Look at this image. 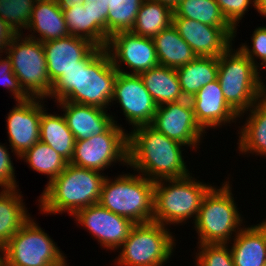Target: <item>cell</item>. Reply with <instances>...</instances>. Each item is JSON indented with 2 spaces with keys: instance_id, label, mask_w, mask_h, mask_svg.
Returning <instances> with one entry per match:
<instances>
[{
  "instance_id": "obj_1",
  "label": "cell",
  "mask_w": 266,
  "mask_h": 266,
  "mask_svg": "<svg viewBox=\"0 0 266 266\" xmlns=\"http://www.w3.org/2000/svg\"><path fill=\"white\" fill-rule=\"evenodd\" d=\"M117 74L106 49L95 46L53 83L49 98L106 109L112 103Z\"/></svg>"
},
{
  "instance_id": "obj_2",
  "label": "cell",
  "mask_w": 266,
  "mask_h": 266,
  "mask_svg": "<svg viewBox=\"0 0 266 266\" xmlns=\"http://www.w3.org/2000/svg\"><path fill=\"white\" fill-rule=\"evenodd\" d=\"M131 131L128 133V165L134 171L154 182L190 174L181 150L185 145L169 139L151 125Z\"/></svg>"
},
{
  "instance_id": "obj_3",
  "label": "cell",
  "mask_w": 266,
  "mask_h": 266,
  "mask_svg": "<svg viewBox=\"0 0 266 266\" xmlns=\"http://www.w3.org/2000/svg\"><path fill=\"white\" fill-rule=\"evenodd\" d=\"M101 173L68 163L62 173L45 186L38 200L39 209L47 214L67 211L73 216L78 210L98 203L106 177Z\"/></svg>"
},
{
  "instance_id": "obj_4",
  "label": "cell",
  "mask_w": 266,
  "mask_h": 266,
  "mask_svg": "<svg viewBox=\"0 0 266 266\" xmlns=\"http://www.w3.org/2000/svg\"><path fill=\"white\" fill-rule=\"evenodd\" d=\"M232 46L218 57L217 79L225 100L240 118L263 97L266 86L258 68L239 48L233 50Z\"/></svg>"
},
{
  "instance_id": "obj_5",
  "label": "cell",
  "mask_w": 266,
  "mask_h": 266,
  "mask_svg": "<svg viewBox=\"0 0 266 266\" xmlns=\"http://www.w3.org/2000/svg\"><path fill=\"white\" fill-rule=\"evenodd\" d=\"M105 177L98 203L133 223L153 221L155 182L141 175ZM112 180V181H111Z\"/></svg>"
},
{
  "instance_id": "obj_6",
  "label": "cell",
  "mask_w": 266,
  "mask_h": 266,
  "mask_svg": "<svg viewBox=\"0 0 266 266\" xmlns=\"http://www.w3.org/2000/svg\"><path fill=\"white\" fill-rule=\"evenodd\" d=\"M212 187L211 184L196 181L191 174L155 181L153 221L164 226L186 224L191 217L195 221L202 200Z\"/></svg>"
},
{
  "instance_id": "obj_7",
  "label": "cell",
  "mask_w": 266,
  "mask_h": 266,
  "mask_svg": "<svg viewBox=\"0 0 266 266\" xmlns=\"http://www.w3.org/2000/svg\"><path fill=\"white\" fill-rule=\"evenodd\" d=\"M218 188L212 187L204 196L194 221L198 244H229L233 232L237 234L242 229L244 219L232 197L229 181Z\"/></svg>"
},
{
  "instance_id": "obj_8",
  "label": "cell",
  "mask_w": 266,
  "mask_h": 266,
  "mask_svg": "<svg viewBox=\"0 0 266 266\" xmlns=\"http://www.w3.org/2000/svg\"><path fill=\"white\" fill-rule=\"evenodd\" d=\"M167 226L154 221L134 224L119 247L117 266H164L173 255L175 237ZM122 248V249H121Z\"/></svg>"
},
{
  "instance_id": "obj_9",
  "label": "cell",
  "mask_w": 266,
  "mask_h": 266,
  "mask_svg": "<svg viewBox=\"0 0 266 266\" xmlns=\"http://www.w3.org/2000/svg\"><path fill=\"white\" fill-rule=\"evenodd\" d=\"M23 35L13 38L5 55L11 60L13 73L23 91L30 98H48L53 84L47 72L43 43L27 35L22 38Z\"/></svg>"
},
{
  "instance_id": "obj_10",
  "label": "cell",
  "mask_w": 266,
  "mask_h": 266,
  "mask_svg": "<svg viewBox=\"0 0 266 266\" xmlns=\"http://www.w3.org/2000/svg\"><path fill=\"white\" fill-rule=\"evenodd\" d=\"M57 244L31 217L0 249L10 266H68Z\"/></svg>"
},
{
  "instance_id": "obj_11",
  "label": "cell",
  "mask_w": 266,
  "mask_h": 266,
  "mask_svg": "<svg viewBox=\"0 0 266 266\" xmlns=\"http://www.w3.org/2000/svg\"><path fill=\"white\" fill-rule=\"evenodd\" d=\"M113 123L104 133L86 140L75 141L70 164L103 171L116 161L128 167V133Z\"/></svg>"
},
{
  "instance_id": "obj_12",
  "label": "cell",
  "mask_w": 266,
  "mask_h": 266,
  "mask_svg": "<svg viewBox=\"0 0 266 266\" xmlns=\"http://www.w3.org/2000/svg\"><path fill=\"white\" fill-rule=\"evenodd\" d=\"M105 49L113 66L120 73L139 75L159 65L153 39L136 35L131 31H120L111 35ZM121 63L131 68V73L120 69Z\"/></svg>"
},
{
  "instance_id": "obj_13",
  "label": "cell",
  "mask_w": 266,
  "mask_h": 266,
  "mask_svg": "<svg viewBox=\"0 0 266 266\" xmlns=\"http://www.w3.org/2000/svg\"><path fill=\"white\" fill-rule=\"evenodd\" d=\"M151 126L185 146H200L205 130L196 120L190 99L157 106Z\"/></svg>"
},
{
  "instance_id": "obj_14",
  "label": "cell",
  "mask_w": 266,
  "mask_h": 266,
  "mask_svg": "<svg viewBox=\"0 0 266 266\" xmlns=\"http://www.w3.org/2000/svg\"><path fill=\"white\" fill-rule=\"evenodd\" d=\"M114 100L120 104L123 114L133 129L151 125L157 105L145 88L140 75L118 72L112 102Z\"/></svg>"
},
{
  "instance_id": "obj_15",
  "label": "cell",
  "mask_w": 266,
  "mask_h": 266,
  "mask_svg": "<svg viewBox=\"0 0 266 266\" xmlns=\"http://www.w3.org/2000/svg\"><path fill=\"white\" fill-rule=\"evenodd\" d=\"M73 217L108 250H119L133 225L130 219L117 215L99 203L78 210Z\"/></svg>"
},
{
  "instance_id": "obj_16",
  "label": "cell",
  "mask_w": 266,
  "mask_h": 266,
  "mask_svg": "<svg viewBox=\"0 0 266 266\" xmlns=\"http://www.w3.org/2000/svg\"><path fill=\"white\" fill-rule=\"evenodd\" d=\"M41 100L43 101L40 98H29L17 101L6 117L9 146L18 159L40 140V119L46 109Z\"/></svg>"
},
{
  "instance_id": "obj_17",
  "label": "cell",
  "mask_w": 266,
  "mask_h": 266,
  "mask_svg": "<svg viewBox=\"0 0 266 266\" xmlns=\"http://www.w3.org/2000/svg\"><path fill=\"white\" fill-rule=\"evenodd\" d=\"M173 26L199 57H219L236 36L235 28L213 27L187 18H173Z\"/></svg>"
},
{
  "instance_id": "obj_18",
  "label": "cell",
  "mask_w": 266,
  "mask_h": 266,
  "mask_svg": "<svg viewBox=\"0 0 266 266\" xmlns=\"http://www.w3.org/2000/svg\"><path fill=\"white\" fill-rule=\"evenodd\" d=\"M190 101L196 120L204 130L236 122L239 117L225 100L218 79L203 86Z\"/></svg>"
},
{
  "instance_id": "obj_19",
  "label": "cell",
  "mask_w": 266,
  "mask_h": 266,
  "mask_svg": "<svg viewBox=\"0 0 266 266\" xmlns=\"http://www.w3.org/2000/svg\"><path fill=\"white\" fill-rule=\"evenodd\" d=\"M95 47L89 40L67 36L43 42L47 72L53 84L67 70L78 66V63Z\"/></svg>"
},
{
  "instance_id": "obj_20",
  "label": "cell",
  "mask_w": 266,
  "mask_h": 266,
  "mask_svg": "<svg viewBox=\"0 0 266 266\" xmlns=\"http://www.w3.org/2000/svg\"><path fill=\"white\" fill-rule=\"evenodd\" d=\"M63 109L68 128L74 135L75 141L86 140L92 136L104 133L113 123V115L106 109L95 106L81 105L69 101H57Z\"/></svg>"
},
{
  "instance_id": "obj_21",
  "label": "cell",
  "mask_w": 266,
  "mask_h": 266,
  "mask_svg": "<svg viewBox=\"0 0 266 266\" xmlns=\"http://www.w3.org/2000/svg\"><path fill=\"white\" fill-rule=\"evenodd\" d=\"M231 255L235 266H263L266 262V219L257 225L242 227L234 235Z\"/></svg>"
},
{
  "instance_id": "obj_22",
  "label": "cell",
  "mask_w": 266,
  "mask_h": 266,
  "mask_svg": "<svg viewBox=\"0 0 266 266\" xmlns=\"http://www.w3.org/2000/svg\"><path fill=\"white\" fill-rule=\"evenodd\" d=\"M26 29L33 30L29 38L42 43L69 36L64 13L56 0H37ZM34 32L39 33V37L36 38Z\"/></svg>"
},
{
  "instance_id": "obj_23",
  "label": "cell",
  "mask_w": 266,
  "mask_h": 266,
  "mask_svg": "<svg viewBox=\"0 0 266 266\" xmlns=\"http://www.w3.org/2000/svg\"><path fill=\"white\" fill-rule=\"evenodd\" d=\"M139 75L157 106L185 99L175 68L158 65Z\"/></svg>"
},
{
  "instance_id": "obj_24",
  "label": "cell",
  "mask_w": 266,
  "mask_h": 266,
  "mask_svg": "<svg viewBox=\"0 0 266 266\" xmlns=\"http://www.w3.org/2000/svg\"><path fill=\"white\" fill-rule=\"evenodd\" d=\"M247 111L250 116L246 118L240 133L238 131L239 152L266 156V100L262 97Z\"/></svg>"
},
{
  "instance_id": "obj_25",
  "label": "cell",
  "mask_w": 266,
  "mask_h": 266,
  "mask_svg": "<svg viewBox=\"0 0 266 266\" xmlns=\"http://www.w3.org/2000/svg\"><path fill=\"white\" fill-rule=\"evenodd\" d=\"M153 41L160 66L176 69L197 57L173 24L156 35Z\"/></svg>"
},
{
  "instance_id": "obj_26",
  "label": "cell",
  "mask_w": 266,
  "mask_h": 266,
  "mask_svg": "<svg viewBox=\"0 0 266 266\" xmlns=\"http://www.w3.org/2000/svg\"><path fill=\"white\" fill-rule=\"evenodd\" d=\"M22 198L17 188L0 192V249L31 218Z\"/></svg>"
},
{
  "instance_id": "obj_27",
  "label": "cell",
  "mask_w": 266,
  "mask_h": 266,
  "mask_svg": "<svg viewBox=\"0 0 266 266\" xmlns=\"http://www.w3.org/2000/svg\"><path fill=\"white\" fill-rule=\"evenodd\" d=\"M185 99H191L203 86L217 79L218 57H199L176 68Z\"/></svg>"
},
{
  "instance_id": "obj_28",
  "label": "cell",
  "mask_w": 266,
  "mask_h": 266,
  "mask_svg": "<svg viewBox=\"0 0 266 266\" xmlns=\"http://www.w3.org/2000/svg\"><path fill=\"white\" fill-rule=\"evenodd\" d=\"M45 111L40 119V141L49 145L70 163L74 154V135L68 128L64 115L48 114Z\"/></svg>"
},
{
  "instance_id": "obj_29",
  "label": "cell",
  "mask_w": 266,
  "mask_h": 266,
  "mask_svg": "<svg viewBox=\"0 0 266 266\" xmlns=\"http://www.w3.org/2000/svg\"><path fill=\"white\" fill-rule=\"evenodd\" d=\"M173 10L154 0H144L131 30L136 35L154 38L173 24Z\"/></svg>"
},
{
  "instance_id": "obj_30",
  "label": "cell",
  "mask_w": 266,
  "mask_h": 266,
  "mask_svg": "<svg viewBox=\"0 0 266 266\" xmlns=\"http://www.w3.org/2000/svg\"><path fill=\"white\" fill-rule=\"evenodd\" d=\"M173 13V18H187L213 27L234 28L222 14L216 0H182Z\"/></svg>"
},
{
  "instance_id": "obj_31",
  "label": "cell",
  "mask_w": 266,
  "mask_h": 266,
  "mask_svg": "<svg viewBox=\"0 0 266 266\" xmlns=\"http://www.w3.org/2000/svg\"><path fill=\"white\" fill-rule=\"evenodd\" d=\"M19 158L27 162L32 170L49 176L47 185L59 176L68 164L55 150L40 140Z\"/></svg>"
},
{
  "instance_id": "obj_32",
  "label": "cell",
  "mask_w": 266,
  "mask_h": 266,
  "mask_svg": "<svg viewBox=\"0 0 266 266\" xmlns=\"http://www.w3.org/2000/svg\"><path fill=\"white\" fill-rule=\"evenodd\" d=\"M144 0H107V36L120 31H131Z\"/></svg>"
},
{
  "instance_id": "obj_33",
  "label": "cell",
  "mask_w": 266,
  "mask_h": 266,
  "mask_svg": "<svg viewBox=\"0 0 266 266\" xmlns=\"http://www.w3.org/2000/svg\"><path fill=\"white\" fill-rule=\"evenodd\" d=\"M37 0H0V18L17 34L26 30Z\"/></svg>"
},
{
  "instance_id": "obj_34",
  "label": "cell",
  "mask_w": 266,
  "mask_h": 266,
  "mask_svg": "<svg viewBox=\"0 0 266 266\" xmlns=\"http://www.w3.org/2000/svg\"><path fill=\"white\" fill-rule=\"evenodd\" d=\"M84 8L90 14V42L97 47L105 48L107 36V0H84Z\"/></svg>"
},
{
  "instance_id": "obj_35",
  "label": "cell",
  "mask_w": 266,
  "mask_h": 266,
  "mask_svg": "<svg viewBox=\"0 0 266 266\" xmlns=\"http://www.w3.org/2000/svg\"><path fill=\"white\" fill-rule=\"evenodd\" d=\"M228 244H199L195 266H235Z\"/></svg>"
},
{
  "instance_id": "obj_36",
  "label": "cell",
  "mask_w": 266,
  "mask_h": 266,
  "mask_svg": "<svg viewBox=\"0 0 266 266\" xmlns=\"http://www.w3.org/2000/svg\"><path fill=\"white\" fill-rule=\"evenodd\" d=\"M69 35L90 41V14L84 4L62 9Z\"/></svg>"
},
{
  "instance_id": "obj_37",
  "label": "cell",
  "mask_w": 266,
  "mask_h": 266,
  "mask_svg": "<svg viewBox=\"0 0 266 266\" xmlns=\"http://www.w3.org/2000/svg\"><path fill=\"white\" fill-rule=\"evenodd\" d=\"M1 58L2 57H0V85L3 84L2 86H6V89H10L16 101L28 100L30 97L23 91L18 78L13 73L11 60L8 57L5 59Z\"/></svg>"
},
{
  "instance_id": "obj_38",
  "label": "cell",
  "mask_w": 266,
  "mask_h": 266,
  "mask_svg": "<svg viewBox=\"0 0 266 266\" xmlns=\"http://www.w3.org/2000/svg\"><path fill=\"white\" fill-rule=\"evenodd\" d=\"M220 6L222 14L227 21L236 29L239 21L244 17L248 11L250 4L255 8V0H216ZM238 23V24H237Z\"/></svg>"
},
{
  "instance_id": "obj_39",
  "label": "cell",
  "mask_w": 266,
  "mask_h": 266,
  "mask_svg": "<svg viewBox=\"0 0 266 266\" xmlns=\"http://www.w3.org/2000/svg\"><path fill=\"white\" fill-rule=\"evenodd\" d=\"M251 37L253 42L252 49L246 44H242L239 49L252 61L257 68L263 69L262 66H258L259 63L257 61L255 62V60L259 58L261 59V63L266 60V26H260L256 28Z\"/></svg>"
},
{
  "instance_id": "obj_40",
  "label": "cell",
  "mask_w": 266,
  "mask_h": 266,
  "mask_svg": "<svg viewBox=\"0 0 266 266\" xmlns=\"http://www.w3.org/2000/svg\"><path fill=\"white\" fill-rule=\"evenodd\" d=\"M8 149L0 144V186L3 189H15L19 185L15 180V170Z\"/></svg>"
},
{
  "instance_id": "obj_41",
  "label": "cell",
  "mask_w": 266,
  "mask_h": 266,
  "mask_svg": "<svg viewBox=\"0 0 266 266\" xmlns=\"http://www.w3.org/2000/svg\"><path fill=\"white\" fill-rule=\"evenodd\" d=\"M16 35L17 33L0 18V53H6L8 46ZM0 56H2V54H0Z\"/></svg>"
},
{
  "instance_id": "obj_42",
  "label": "cell",
  "mask_w": 266,
  "mask_h": 266,
  "mask_svg": "<svg viewBox=\"0 0 266 266\" xmlns=\"http://www.w3.org/2000/svg\"><path fill=\"white\" fill-rule=\"evenodd\" d=\"M61 9H69L75 5L84 4V0H56Z\"/></svg>"
},
{
  "instance_id": "obj_43",
  "label": "cell",
  "mask_w": 266,
  "mask_h": 266,
  "mask_svg": "<svg viewBox=\"0 0 266 266\" xmlns=\"http://www.w3.org/2000/svg\"><path fill=\"white\" fill-rule=\"evenodd\" d=\"M255 10L266 17V0H255Z\"/></svg>"
},
{
  "instance_id": "obj_44",
  "label": "cell",
  "mask_w": 266,
  "mask_h": 266,
  "mask_svg": "<svg viewBox=\"0 0 266 266\" xmlns=\"http://www.w3.org/2000/svg\"><path fill=\"white\" fill-rule=\"evenodd\" d=\"M174 10L182 0H154Z\"/></svg>"
},
{
  "instance_id": "obj_45",
  "label": "cell",
  "mask_w": 266,
  "mask_h": 266,
  "mask_svg": "<svg viewBox=\"0 0 266 266\" xmlns=\"http://www.w3.org/2000/svg\"><path fill=\"white\" fill-rule=\"evenodd\" d=\"M0 266H10L6 258L0 253Z\"/></svg>"
},
{
  "instance_id": "obj_46",
  "label": "cell",
  "mask_w": 266,
  "mask_h": 266,
  "mask_svg": "<svg viewBox=\"0 0 266 266\" xmlns=\"http://www.w3.org/2000/svg\"><path fill=\"white\" fill-rule=\"evenodd\" d=\"M260 65H262L266 69V60L264 62L260 63Z\"/></svg>"
},
{
  "instance_id": "obj_47",
  "label": "cell",
  "mask_w": 266,
  "mask_h": 266,
  "mask_svg": "<svg viewBox=\"0 0 266 266\" xmlns=\"http://www.w3.org/2000/svg\"><path fill=\"white\" fill-rule=\"evenodd\" d=\"M263 98L266 100V89L263 90Z\"/></svg>"
}]
</instances>
